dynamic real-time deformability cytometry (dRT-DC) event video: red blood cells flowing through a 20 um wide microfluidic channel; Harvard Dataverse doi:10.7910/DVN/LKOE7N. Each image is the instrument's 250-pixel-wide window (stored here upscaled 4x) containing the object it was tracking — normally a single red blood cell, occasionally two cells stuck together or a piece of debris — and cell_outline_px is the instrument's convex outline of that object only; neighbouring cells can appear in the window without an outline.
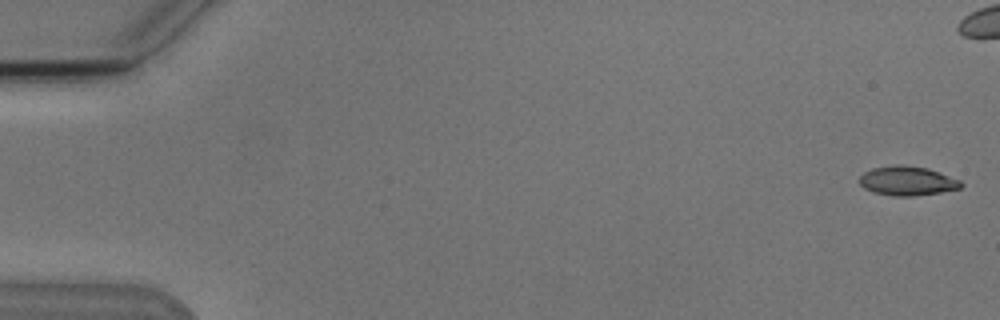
{"species": "Egyptian fruit bat (a non-hibernating species)", "species_latin": "Rousettus aegyptiacus", "temperature_condition": "cold", "stored_images_in_passage": 8, "segment_of_instrument_passage": [1, 2], "camera_frame_rate_fps": 3000, "um_per_image_px": 0.085, "animal": {"sex": "male"}, "frame": {"image": 1, "passage_image": 1, "time_ms": 0.0, "image_size_px": [1000, 320], "cell_outline_px": [[964, 184], [960, 188], [940, 192], [912, 196], [892, 196], [872, 192], [864, 188], [856, 180], [864, 172], [872, 168], [896, 164], [904, 164], [928, 168], [960, 180]], "centroid_in_image_um": [77.07, 15.36], "position_along_channel_um": 7.9, "area_um2": 17.51}}
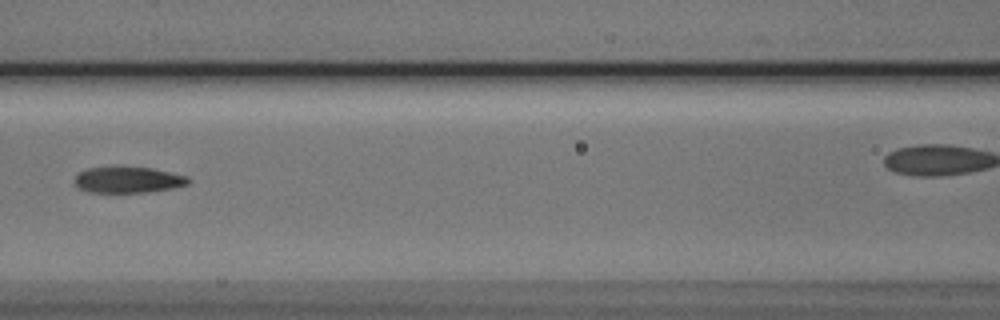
{"frame": {"image": 2, "passage_image": 7, "time_ms": 8.0, "image_size_px": [1000, 320], "cell_outline_px": [[192, 180], [188, 184], [172, 188], [148, 192], [88, 192], [80, 188], [72, 180], [80, 172], [88, 168], [152, 168], [188, 176]], "centroid_in_image_um": [10.92, 15.3], "position_along_channel_um": 155.7, "area_um2": 16.99}}